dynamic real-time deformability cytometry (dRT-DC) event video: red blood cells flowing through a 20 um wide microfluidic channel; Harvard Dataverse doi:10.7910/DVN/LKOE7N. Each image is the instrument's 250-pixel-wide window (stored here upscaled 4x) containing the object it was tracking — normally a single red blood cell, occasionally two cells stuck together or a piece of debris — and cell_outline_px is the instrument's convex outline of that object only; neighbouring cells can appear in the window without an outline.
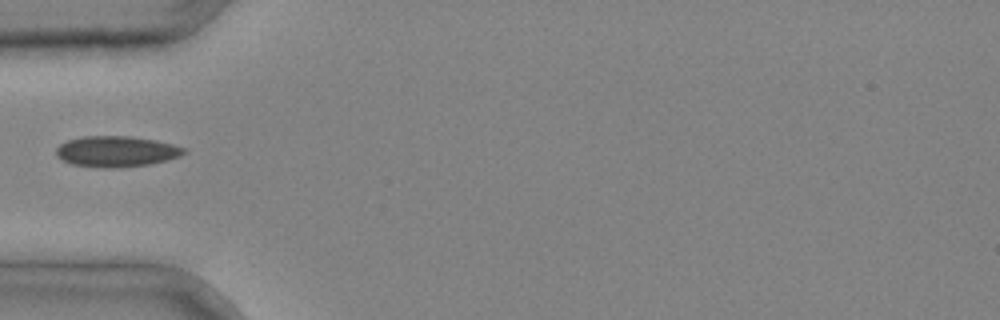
{"species": "common noctule bat (a hibernating species)", "species_latin": "Nyctalus noctula", "temperature_condition": "cold", "stored_images_in_passage": 1, "camera_frame_rate_fps": 3000, "um_per_image_px": 0.085, "animal": {"sex": "male", "body_mass_g": 20.4}, "frame": {"image": 1, "passage_image": 1, "time_ms": 0.0, "image_size_px": [1000, 320], "cell_outline_px": [[188, 152], [180, 156], [148, 164], [112, 168], [104, 168], [72, 164], [56, 156], [56, 148], [60, 144], [68, 140], [84, 136], [128, 136], [156, 140], [172, 144], [184, 148]], "centroid_in_image_um": [9.88, 12.86], "position_along_channel_um": 75.1, "area_um2": 22.72}}